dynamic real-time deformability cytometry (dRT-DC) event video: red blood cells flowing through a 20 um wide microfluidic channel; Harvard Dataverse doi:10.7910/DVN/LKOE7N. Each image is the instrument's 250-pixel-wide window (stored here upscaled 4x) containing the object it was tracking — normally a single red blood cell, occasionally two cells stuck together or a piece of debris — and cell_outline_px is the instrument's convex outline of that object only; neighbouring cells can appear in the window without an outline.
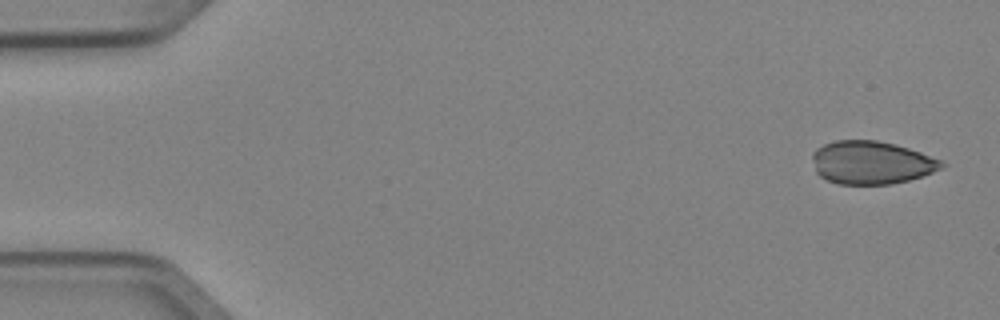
{"species": "Egyptian fruit bat (a non-hibernating species)", "species_latin": "Rousettus aegyptiacus", "temperature_condition": "cold", "stored_images_in_passage": 4, "camera_frame_rate_fps": 3000, "um_per_image_px": 0.085, "animal": {"sex": "female"}, "frame": {"image": 1, "passage_image": 1, "time_ms": 0.0, "image_size_px": [1000, 320], "cell_outline_px": [[948, 164], [944, 168], [908, 180], [892, 184], [836, 184], [820, 176], [816, 172], [812, 156], [812, 152], [816, 148], [824, 144], [836, 140], [876, 140], [896, 144], [920, 152], [940, 160]], "centroid_in_image_um": [74.06, 13.81], "position_along_channel_um": 10.9, "area_um2": 32.48}}